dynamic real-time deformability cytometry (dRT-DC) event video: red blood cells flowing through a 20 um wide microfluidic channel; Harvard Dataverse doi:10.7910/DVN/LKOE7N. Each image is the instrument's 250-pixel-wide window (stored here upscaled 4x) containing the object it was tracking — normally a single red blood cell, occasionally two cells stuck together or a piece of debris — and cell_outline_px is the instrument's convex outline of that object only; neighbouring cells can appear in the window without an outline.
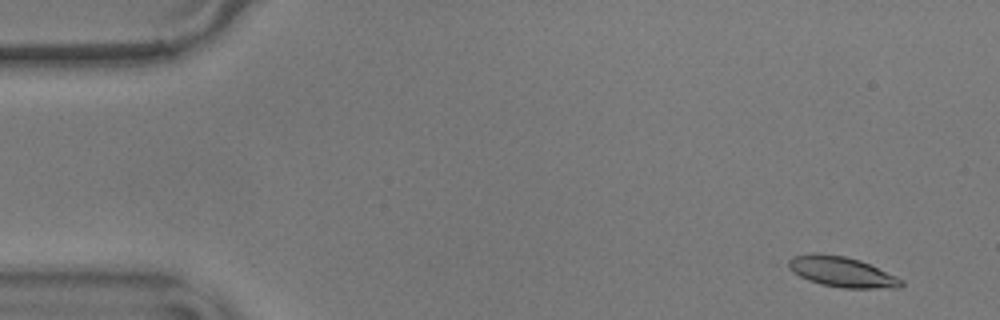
{"species": "common noctule bat (a hibernating species)", "species_latin": "Nyctalus noctula", "temperature_condition": "warm", "stored_images_in_passage": 57, "camera_frame_rate_fps": 3000, "um_per_image_px": 0.085, "animal": {"sex": "male", "body_mass_g": 17.9}, "frame": {"image": 1, "passage_image": 4, "time_ms": 1.0, "image_size_px": [1000, 320], "cell_outline_px": [[904, 284], [900, 288], [840, 288], [820, 284], [808, 280], [792, 272], [788, 268], [788, 260], [792, 256], [844, 256], [860, 260], [896, 276], [904, 280]], "centroid_in_image_um": [71.62, 23.16], "position_along_channel_um": 13.4, "area_um2": 19.36}}
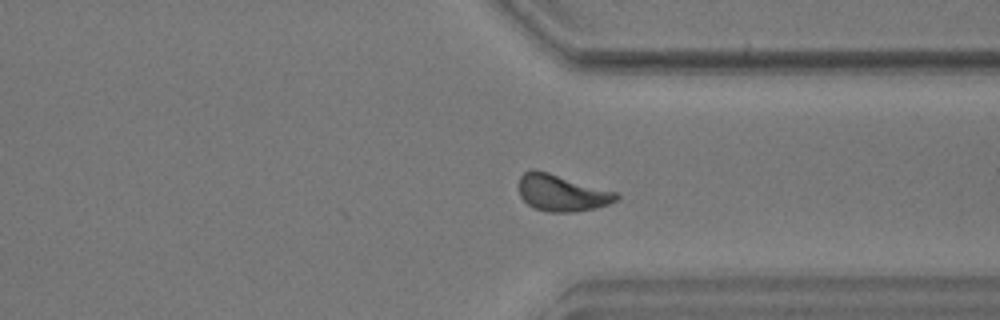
{"frame": {"image": 2, "passage_image": 43, "time_ms": 14.0, "image_size_px": [1000, 320], "cell_outline_px": [[620, 196], [616, 200], [608, 204], [596, 208], [576, 212], [548, 212], [532, 208], [520, 196], [520, 176], [524, 172], [532, 168], [536, 168], [616, 192]], "centroid_in_image_um": [47.73, 16.39], "position_along_channel_um": 363.7, "area_um2": 20.92}}
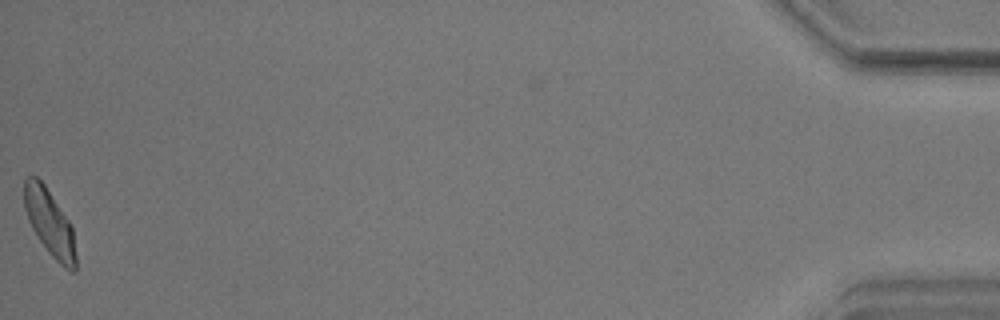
{"frame": {"image": 3, "passage_image": 57, "time_ms": 18.667, "image_size_px": [1000, 320], "cell_outline_px": [[76, 272], [72, 272], [64, 268], [48, 252], [32, 228], [28, 220], [24, 208], [24, 180], [28, 176], [36, 176], [44, 184], [68, 220], [72, 228], [76, 256]], "centroid_in_image_um": [4.21, 18.95], "position_along_channel_um": 431.0, "area_um2": 19.71}, "authors_computed_cell_mechanics": {"area_um2": 19.9988, "velocity_mm_per_s": 3.5545, "shape_relaxation_time_tau1_ms": 4.7619, "shape_relaxation_time_tau2_ms": 2.1953, "deformation_change_tau1": 0.1511, "deformation_change_tau2": 0.0871}}